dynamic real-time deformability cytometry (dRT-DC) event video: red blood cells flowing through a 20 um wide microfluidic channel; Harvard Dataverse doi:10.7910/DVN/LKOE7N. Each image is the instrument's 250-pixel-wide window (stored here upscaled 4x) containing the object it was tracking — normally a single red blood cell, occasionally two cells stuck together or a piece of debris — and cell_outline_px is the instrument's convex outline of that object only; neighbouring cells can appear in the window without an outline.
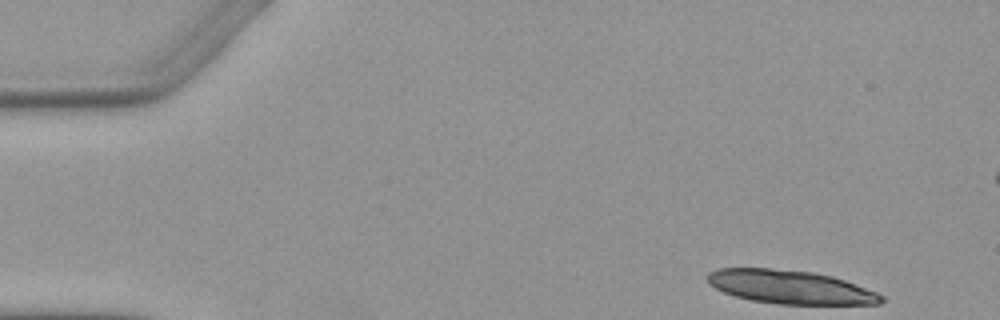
{"species": "Egyptian fruit bat (a non-hibernating species)", "species_latin": "Rousettus aegyptiacus", "temperature_condition": "warm", "stored_images_in_passage": 2, "segment_of_instrument_passage": [2, 2], "camera_frame_rate_fps": 3000, "um_per_image_px": 0.085, "animal": {"sex": "female"}, "frame": {"image": 1, "passage_image": 2, "time_ms": 1.333, "image_size_px": [1000, 320], "cell_outline_px": [[884, 300], [880, 304], [780, 304], [752, 300], [736, 296], [724, 292], [716, 288], [704, 276], [708, 272], [720, 268], [772, 268], [812, 272], [832, 276], [844, 280], [876, 292], [884, 296]], "centroid_in_image_um": [67.17, 24.39], "position_along_channel_um": 17.8, "area_um2": 33.76}}